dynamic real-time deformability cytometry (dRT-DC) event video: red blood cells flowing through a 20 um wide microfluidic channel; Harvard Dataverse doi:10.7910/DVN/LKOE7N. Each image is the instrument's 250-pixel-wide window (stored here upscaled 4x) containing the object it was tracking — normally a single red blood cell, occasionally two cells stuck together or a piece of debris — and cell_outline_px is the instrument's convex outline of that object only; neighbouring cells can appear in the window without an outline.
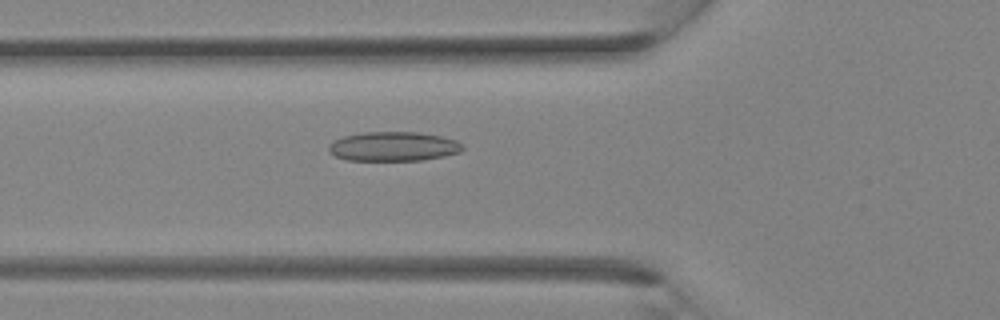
{"species": "Egyptian fruit bat (a non-hibernating species)", "species_latin": "Rousettus aegyptiacus", "temperature_condition": "room temperature", "stored_images_in_passage": 35, "camera_frame_rate_fps": 3000, "um_per_image_px": 0.085, "animal": {"sex": "female"}, "frame": {"image": 1, "passage_image": 13, "time_ms": 4.0, "image_size_px": [1000, 320], "cell_outline_px": [[464, 148], [460, 152], [444, 156], [420, 160], [348, 160], [336, 156], [328, 152], [328, 144], [332, 140], [344, 136], [364, 132], [420, 132], [440, 136], [456, 140]], "centroid_in_image_um": [33.4, 12.44], "position_along_channel_um": 92.4, "area_um2": 22.89}}
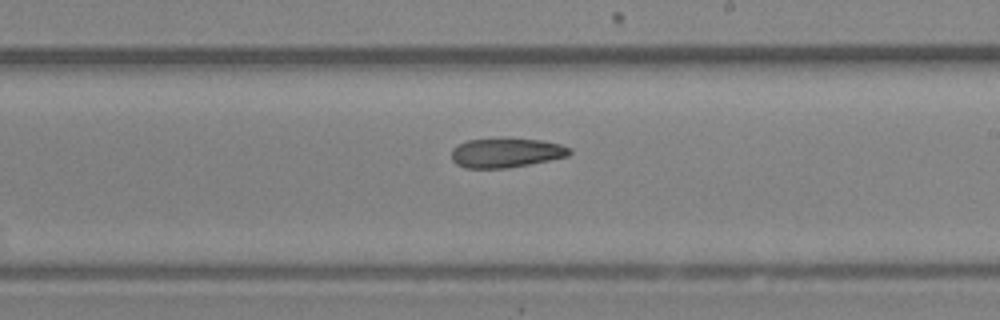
{"frame": {"image": 2, "passage_image": 21, "time_ms": 6.667, "image_size_px": [1000, 320], "cell_outline_px": [[572, 152], [568, 156], [508, 168], [464, 168], [456, 164], [452, 160], [452, 148], [468, 140], [540, 140], [560, 144], [572, 148]], "centroid_in_image_um": [43.02, 13.01], "position_along_channel_um": 246.0, "area_um2": 19.71}}
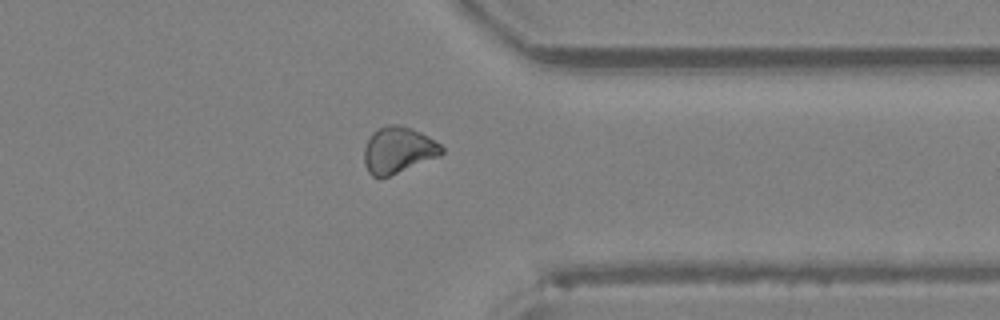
{"frame": {"image": 3, "passage_image": 28, "time_ms": 9.0, "image_size_px": [1000, 320], "cell_outline_px": [[444, 152], [440, 156], [388, 176], [372, 176], [368, 172], [364, 164], [364, 148], [372, 132], [388, 124], [400, 124], [412, 128], [428, 136], [440, 144], [444, 148]], "centroid_in_image_um": [33.85, 12.74], "position_along_channel_um": 377.6, "area_um2": 20.87}}